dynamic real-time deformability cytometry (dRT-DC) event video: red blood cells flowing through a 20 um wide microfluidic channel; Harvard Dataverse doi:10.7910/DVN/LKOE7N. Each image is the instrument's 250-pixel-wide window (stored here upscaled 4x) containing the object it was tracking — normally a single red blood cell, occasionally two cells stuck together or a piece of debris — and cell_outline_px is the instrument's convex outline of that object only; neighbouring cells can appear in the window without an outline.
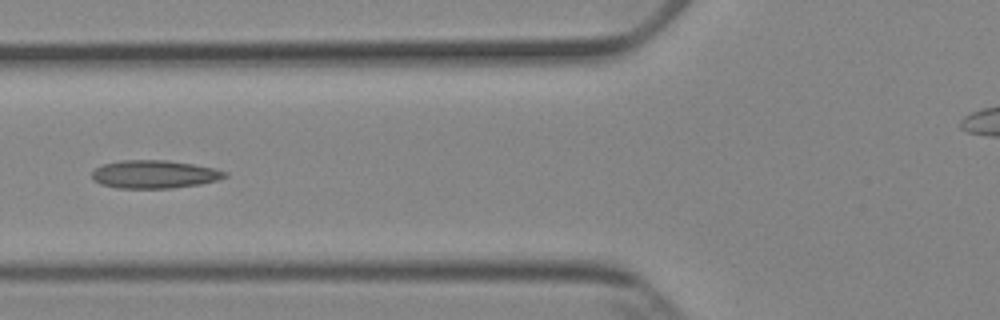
{"species": "Egyptian fruit bat (a non-hibernating species)", "species_latin": "Rousettus aegyptiacus", "temperature_condition": "cold", "stored_images_in_passage": 3, "camera_frame_rate_fps": 3000, "um_per_image_px": 0.085, "animal": {"sex": "female"}, "frame": {"image": 1, "passage_image": 2, "time_ms": 1.333, "image_size_px": [1000, 320], "cell_outline_px": [[228, 176], [216, 180], [200, 184], [172, 188], [116, 188], [100, 184], [92, 180], [92, 172], [96, 168], [104, 164], [120, 160], [168, 160], [216, 168], [228, 172]], "centroid_in_image_um": [13.12, 14.81], "position_along_channel_um": 112.7, "area_um2": 21.85}}
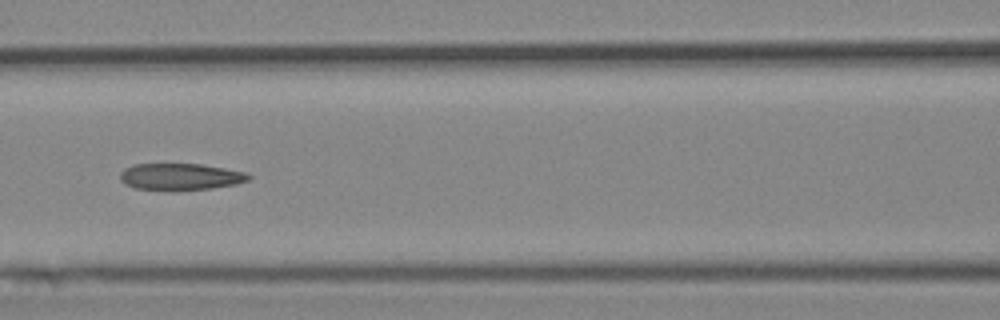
{"frame": {"image": 2, "passage_image": 3, "time_ms": 2.333, "image_size_px": [1000, 320], "cell_outline_px": [[252, 176], [248, 180], [236, 184], [212, 188], [176, 192], [168, 192], [136, 188], [124, 184], [120, 180], [120, 172], [124, 168], [132, 164], [200, 164], [224, 168], [244, 172]], "centroid_in_image_um": [15.28, 15.05], "position_along_channel_um": 151.3, "area_um2": 20.52}}